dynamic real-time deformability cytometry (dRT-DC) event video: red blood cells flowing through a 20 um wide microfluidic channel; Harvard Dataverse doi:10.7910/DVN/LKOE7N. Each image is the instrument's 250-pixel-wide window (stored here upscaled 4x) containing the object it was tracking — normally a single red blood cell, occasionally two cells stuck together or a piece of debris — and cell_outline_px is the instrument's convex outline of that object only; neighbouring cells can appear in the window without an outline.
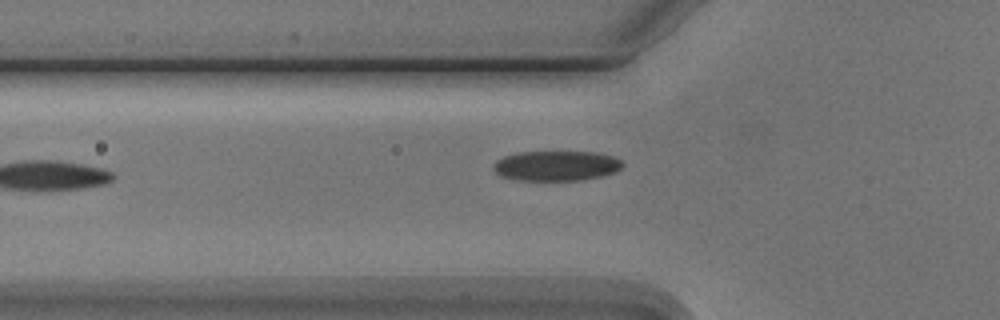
{"species": "Egyptian fruit bat (a non-hibernating species)", "species_latin": "Rousettus aegyptiacus", "temperature_condition": "cold", "stored_images_in_passage": 5, "camera_frame_rate_fps": 3000, "um_per_image_px": 0.085, "animal": {"sex": "male"}, "frame": {"image": 1, "passage_image": 5, "time_ms": 5.667, "image_size_px": [1000, 320], "cell_outline_px": [[624, 164], [616, 172], [600, 176], [580, 180], [520, 180], [500, 176], [492, 168], [492, 164], [496, 160], [504, 156], [520, 152], [596, 152], [612, 156], [620, 160]], "centroid_in_image_um": [47.26, 14.09], "position_along_channel_um": 78.5, "area_um2": 22.54}}